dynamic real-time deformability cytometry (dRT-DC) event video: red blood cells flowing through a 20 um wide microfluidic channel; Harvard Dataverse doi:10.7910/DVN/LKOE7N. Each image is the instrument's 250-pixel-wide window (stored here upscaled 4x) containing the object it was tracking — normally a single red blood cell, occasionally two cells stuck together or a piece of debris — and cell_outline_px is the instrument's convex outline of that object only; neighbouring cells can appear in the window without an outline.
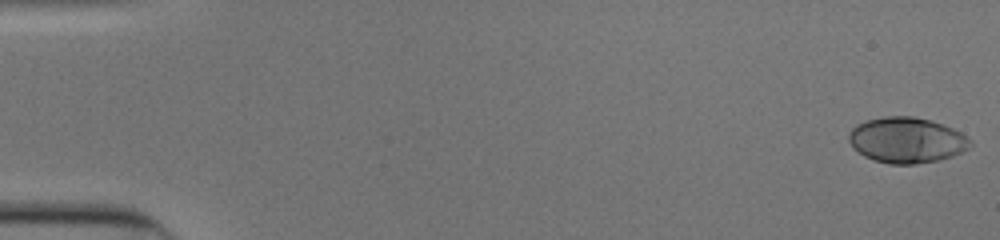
{"species": "human", "species_latin": "Homo sapiens", "temperature_condition": "cold", "stored_images_in_passage": 53, "camera_frame_rate_fps": 3000, "um_per_image_px": 0.085, "donor": {"sex": "male"}, "frame": {"image": 1, "passage_image": 1, "time_ms": 0.0, "image_size_px": [1000, 240], "cell_outline_px": [[972, 144], [968, 148], [952, 156], [940, 160], [916, 164], [888, 164], [872, 160], [864, 156], [848, 140], [848, 136], [852, 128], [856, 124], [864, 120], [884, 116], [912, 116], [928, 120], [952, 128], [960, 132], [972, 140]], "centroid_in_image_um": [77.05, 11.91], "position_along_channel_um": 7.9, "area_um2": 32.25}}
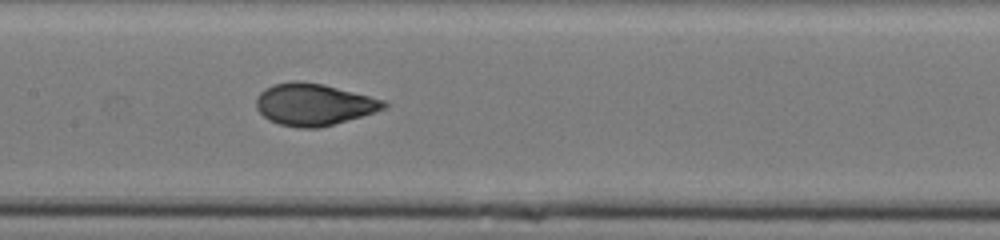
{"frame": {"image": 2, "passage_image": 27, "time_ms": 8.667, "image_size_px": [1000, 240], "cell_outline_px": [[388, 108], [320, 128], [300, 128], [280, 124], [268, 120], [256, 108], [256, 96], [264, 88], [272, 84], [296, 80], [300, 80], [324, 84], [384, 100], [388, 104]], "centroid_in_image_um": [26.65, 8.87], "position_along_channel_um": 180.8, "area_um2": 31.27}}
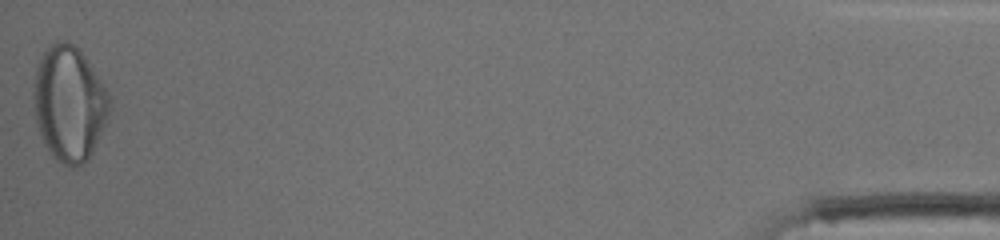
{"frame": {"image": 3, "passage_image": 53, "time_ms": 17.333, "image_size_px": [1000, 240], "cell_outline_px": [[112, 108], [92, 152], [88, 160], [84, 164], [76, 168], [72, 168], [56, 160], [52, 156], [44, 144], [36, 120], [32, 96], [32, 92], [36, 68], [48, 44], [56, 40], [68, 40], [84, 56], [100, 80], [112, 100]], "centroid_in_image_um": [5.87, 8.82], "position_along_channel_um": 429.3, "area_um2": 51.1}, "authors_computed_cell_mechanics": {"area_um2": 30.9808, "velocity_mm_per_s": 3.9023, "shape_relaxation_time_tau1_ms": 3.8318, "shape_relaxation_time_tau2_ms": null, "deformation_change_tau1": 0.2045, "deformation_change_tau2": null}}